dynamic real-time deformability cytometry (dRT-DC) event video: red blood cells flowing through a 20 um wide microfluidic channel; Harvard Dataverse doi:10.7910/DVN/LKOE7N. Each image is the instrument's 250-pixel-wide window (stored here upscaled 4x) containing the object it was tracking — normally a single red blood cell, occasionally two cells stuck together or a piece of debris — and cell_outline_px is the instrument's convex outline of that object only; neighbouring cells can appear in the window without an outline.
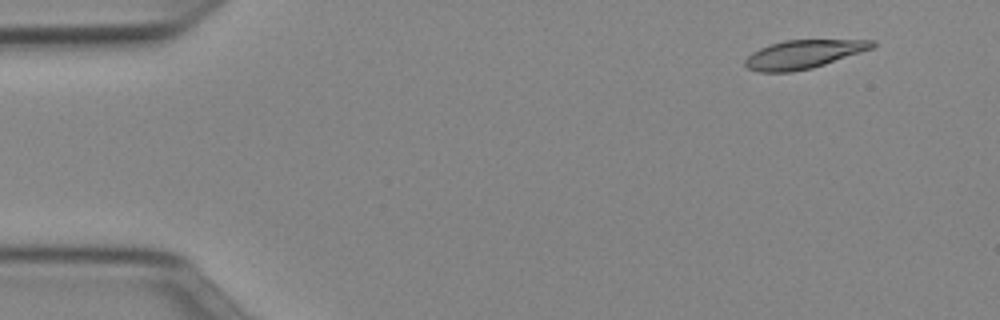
{"species": "Egyptian fruit bat (a non-hibernating species)", "species_latin": "Rousettus aegyptiacus", "temperature_condition": "cold", "stored_images_in_passage": 51, "camera_frame_rate_fps": 3000, "um_per_image_px": 0.085, "animal": {"sex": "female"}, "frame": {"image": 1, "passage_image": 5, "time_ms": 1.333, "image_size_px": [1000, 320], "cell_outline_px": [[876, 44], [872, 48], [812, 68], [792, 72], [760, 72], [748, 68], [744, 64], [744, 60], [752, 52], [760, 48], [784, 40], [876, 40]], "centroid_in_image_um": [68.26, 4.61], "position_along_channel_um": 16.7, "area_um2": 20.87}}
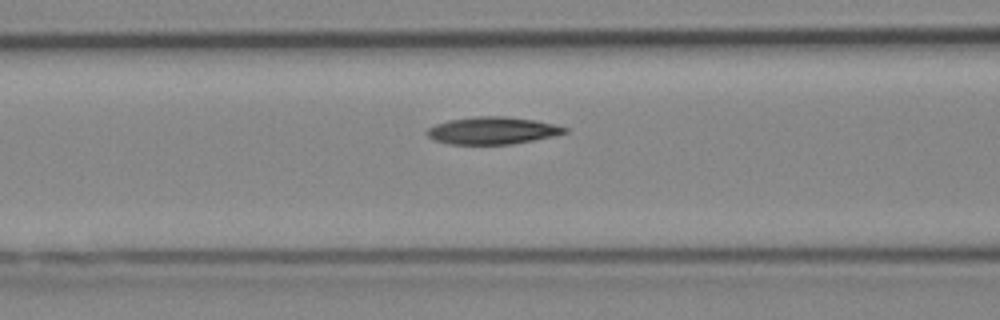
{"frame": {"image": 2, "passage_image": 21, "time_ms": 6.667, "image_size_px": [1000, 320], "cell_outline_px": [[568, 132], [556, 136], [512, 144], [448, 144], [436, 140], [428, 136], [424, 132], [428, 128], [436, 124], [448, 120], [476, 116], [508, 116], [536, 120], [568, 128]], "centroid_in_image_um": [41.87, 11.09], "position_along_channel_um": 124.7, "area_um2": 22.02}}
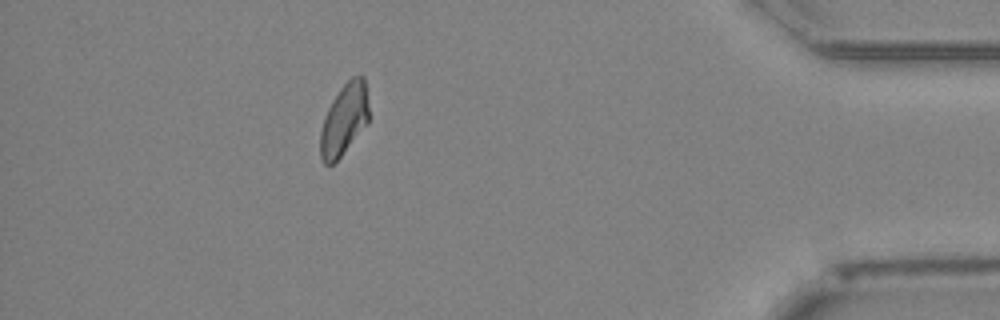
{"frame": {"image": 3, "passage_image": 46, "time_ms": 15.0, "image_size_px": [1000, 320], "cell_outline_px": [[368, 124], [340, 156], [332, 164], [324, 164], [320, 156], [320, 132], [328, 108], [332, 100], [340, 88], [352, 76], [364, 76], [368, 108]], "centroid_in_image_um": [29.25, 10.16], "position_along_channel_um": 406.0, "area_um2": 19.94}, "authors_computed_cell_mechanics": {"area_um2": 21.4438, "velocity_mm_per_s": 3.9497, "shape_relaxation_time_tau1_ms": 5.5759, "shape_relaxation_time_tau2_ms": null, "deformation_change_tau1": 0.1396, "deformation_change_tau2": null}}